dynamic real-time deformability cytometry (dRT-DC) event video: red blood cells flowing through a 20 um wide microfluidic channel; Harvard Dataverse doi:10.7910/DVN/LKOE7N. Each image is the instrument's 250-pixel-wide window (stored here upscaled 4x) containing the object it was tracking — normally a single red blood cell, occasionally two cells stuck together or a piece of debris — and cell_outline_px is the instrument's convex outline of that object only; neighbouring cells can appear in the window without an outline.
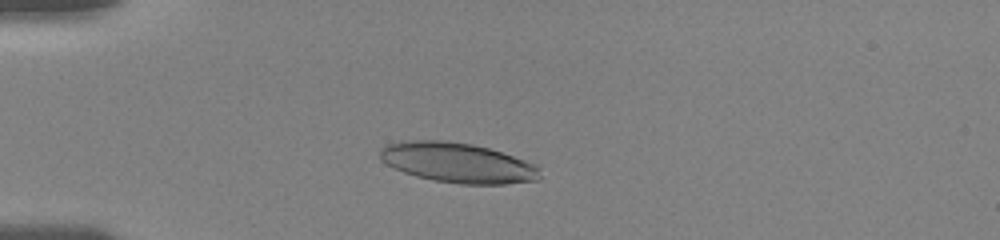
{"species": "human", "species_latin": "Homo sapiens", "temperature_condition": "room temperature", "stored_images_in_passage": 37, "camera_frame_rate_fps": 3000, "um_per_image_px": 0.085, "donor": {"sex": "female"}, "frame": {"image": 1, "passage_image": 20, "time_ms": 2.667, "image_size_px": [1000, 240], "cell_outline_px": [[540, 180], [504, 184], [460, 184], [432, 180], [416, 176], [404, 172], [380, 160], [380, 148], [384, 144], [400, 140], [444, 140], [472, 144], [488, 148], [536, 164], [540, 168]], "centroid_in_image_um": [38.88, 13.82], "position_along_channel_um": 46.1, "area_um2": 37.45}}
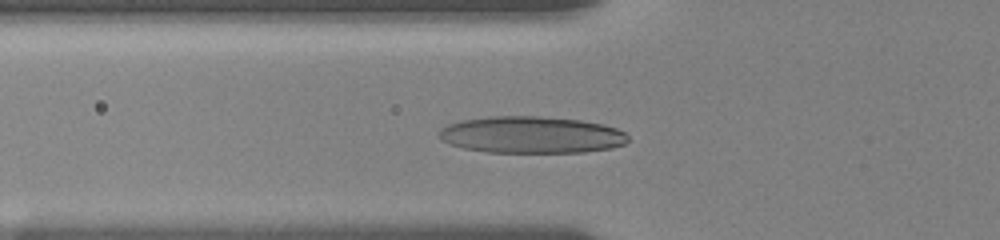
{"frame": {"image": 2, "passage_image": 28, "time_ms": 4.333, "image_size_px": [1000, 240], "cell_outline_px": [[628, 140], [624, 144], [612, 148], [584, 152], [488, 152], [464, 148], [440, 140], [436, 136], [436, 132], [440, 128], [448, 124], [464, 120], [488, 116], [540, 116], [580, 120], [604, 124], [616, 128], [624, 132], [628, 136]], "centroid_in_image_um": [45.14, 11.45], "position_along_channel_um": 80.7, "area_um2": 40.75}}
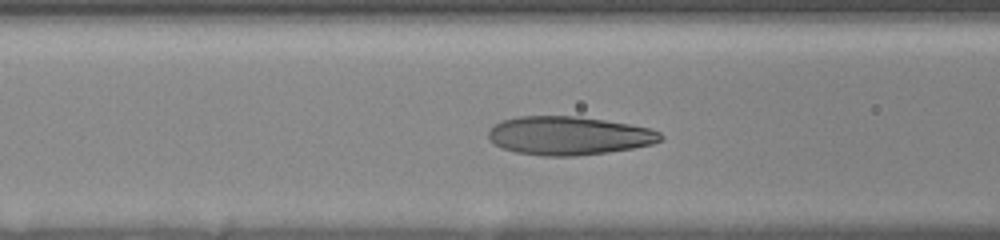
{"frame": {"image": 3, "passage_image": 36, "time_ms": 5.333, "image_size_px": [1000, 240], "cell_outline_px": [[664, 136], [660, 140], [652, 144], [632, 148], [608, 152], [576, 156], [544, 156], [516, 152], [504, 148], [488, 140], [488, 132], [500, 120], [516, 116], [576, 116], [604, 120], [628, 124], [648, 128], [660, 132]], "centroid_in_image_um": [48.32, 11.53], "position_along_channel_um": 118.3, "area_um2": 38.55}}